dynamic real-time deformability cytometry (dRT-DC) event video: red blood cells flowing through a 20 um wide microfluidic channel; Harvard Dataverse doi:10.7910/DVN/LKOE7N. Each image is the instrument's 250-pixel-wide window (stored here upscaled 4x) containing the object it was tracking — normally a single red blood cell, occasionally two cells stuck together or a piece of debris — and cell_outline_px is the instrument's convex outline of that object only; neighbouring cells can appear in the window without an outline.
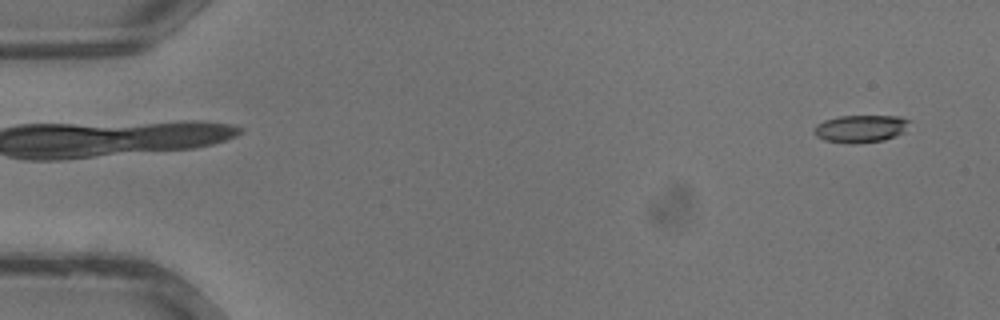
{"species": "common noctule bat (a hibernating species)", "species_latin": "Nyctalus noctula", "temperature_condition": "warm", "stored_images_in_passage": 12, "camera_frame_rate_fps": 3000, "um_per_image_px": 0.085, "animal": {"sex": "male", "body_mass_g": 13.3}, "frame": {"image": 1, "passage_image": 3, "time_ms": 0.667, "image_size_px": [1000, 320], "cell_outline_px": [[912, 120], [904, 132], [896, 136], [884, 140], [824, 140], [816, 136], [816, 124], [824, 120], [840, 116], [900, 116]], "centroid_in_image_um": [73.25, 10.87], "position_along_channel_um": 11.8, "area_um2": 14.45}}
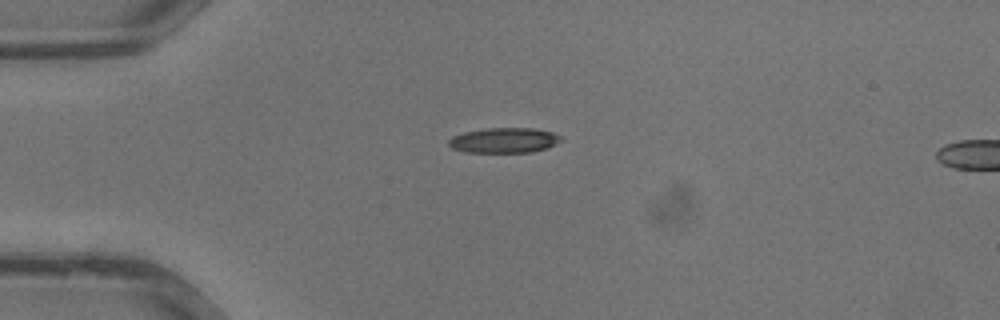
{"frame": {"image": 2, "passage_image": 10, "time_ms": 3.0, "image_size_px": [1000, 320], "cell_outline_px": [[564, 140], [548, 148], [532, 152], [464, 152], [452, 148], [448, 144], [448, 140], [452, 136], [464, 132], [484, 128], [532, 128], [552, 132], [560, 136]], "centroid_in_image_um": [42.85, 11.93], "position_along_channel_um": 42.1, "area_um2": 16.59}}